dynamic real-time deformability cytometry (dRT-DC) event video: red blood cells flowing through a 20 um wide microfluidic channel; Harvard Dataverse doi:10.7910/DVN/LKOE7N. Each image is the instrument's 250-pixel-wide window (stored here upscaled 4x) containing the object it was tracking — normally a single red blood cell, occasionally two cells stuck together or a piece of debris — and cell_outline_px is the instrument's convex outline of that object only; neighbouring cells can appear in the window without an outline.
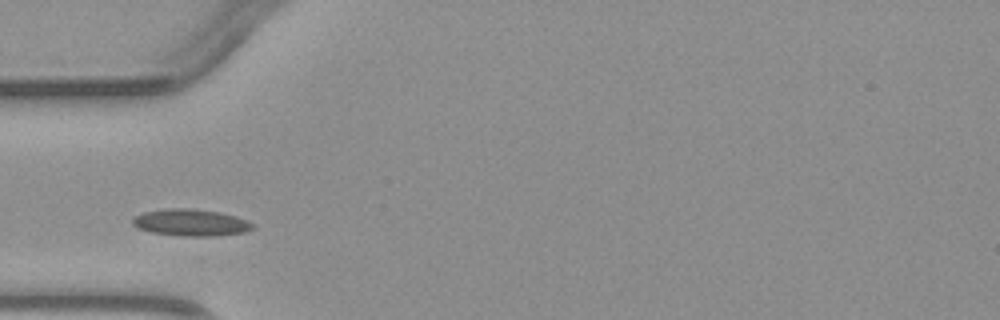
{"species": "common noctule bat (a hibernating species)", "species_latin": "Nyctalus noctula", "temperature_condition": "warm", "stored_images_in_passage": 3, "camera_frame_rate_fps": 3000, "um_per_image_px": 0.085, "animal": {"sex": "male", "body_mass_g": 23.1, "forearm_length_mm": 52.7}, "frame": {"image": 1, "passage_image": 2, "time_ms": 1.333, "image_size_px": [1000, 320], "cell_outline_px": [[256, 228], [244, 232], [212, 236], [180, 236], [152, 232], [136, 228], [132, 224], [132, 220], [136, 216], [144, 212], [168, 208], [188, 208], [220, 212], [236, 216], [248, 220], [256, 224]], "centroid_in_image_um": [16.26, 18.92], "position_along_channel_um": 68.7, "area_um2": 18.9}}
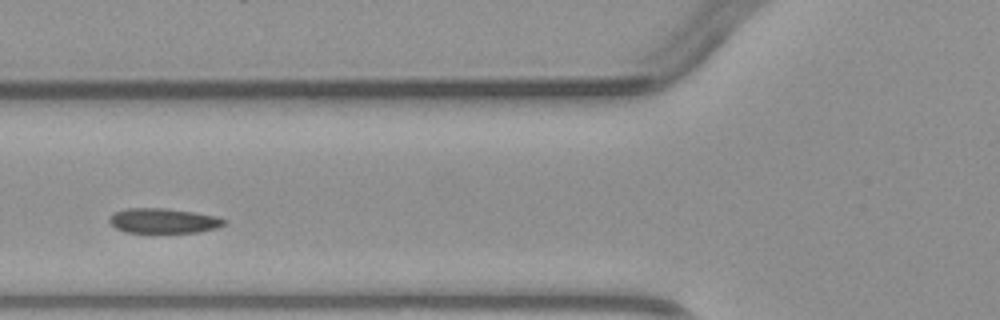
{"frame": {"image": 2, "passage_image": 3, "time_ms": 2.333, "image_size_px": [1000, 320], "cell_outline_px": [[228, 220], [224, 224], [216, 228], [200, 232], [124, 232], [116, 228], [108, 220], [108, 216], [112, 212], [128, 208], [164, 208], [220, 216]], "centroid_in_image_um": [13.89, 18.75], "position_along_channel_um": 111.9, "area_um2": 16.76}}